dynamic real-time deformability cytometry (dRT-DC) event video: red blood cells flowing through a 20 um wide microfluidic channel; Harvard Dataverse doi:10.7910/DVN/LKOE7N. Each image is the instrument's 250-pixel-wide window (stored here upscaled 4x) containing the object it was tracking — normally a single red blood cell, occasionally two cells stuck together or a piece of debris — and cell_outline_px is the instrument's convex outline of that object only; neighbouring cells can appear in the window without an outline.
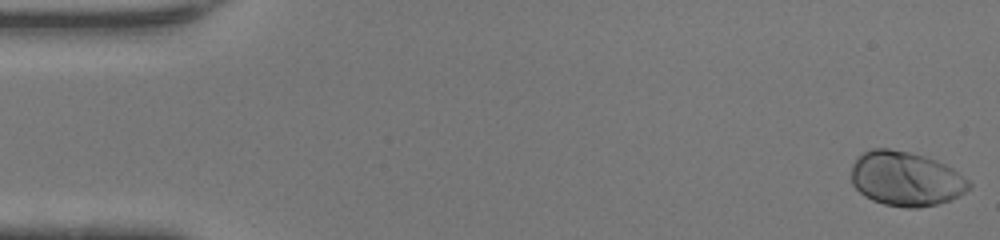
{"species": "human", "species_latin": "Homo sapiens", "temperature_condition": "warm", "stored_images_in_passage": 47, "camera_frame_rate_fps": 3000, "um_per_image_px": 0.085, "donor": {"sex": "female"}, "frame": {"image": 1, "passage_image": 1, "time_ms": 0.0, "image_size_px": [1000, 240], "cell_outline_px": [[972, 188], [948, 200], [936, 204], [920, 208], [908, 208], [884, 204], [872, 200], [864, 196], [852, 184], [852, 164], [864, 152], [872, 148], [888, 148], [908, 152], [924, 156], [936, 160], [952, 168], [968, 180], [972, 184]], "centroid_in_image_um": [76.99, 15.2], "position_along_channel_um": 8.0, "area_um2": 37.17}}
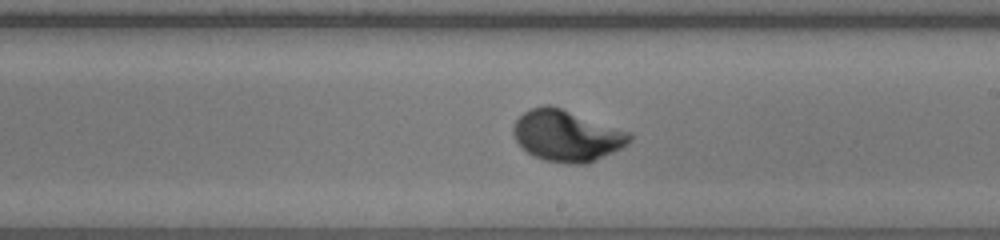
{"frame": {"image": 2, "passage_image": 27, "time_ms": 8.667, "image_size_px": [1000, 240], "cell_outline_px": [[632, 140], [628, 144], [588, 164], [568, 164], [544, 160], [532, 156], [516, 140], [512, 132], [512, 124], [524, 112], [532, 108], [544, 104], [548, 104], [632, 132]], "centroid_in_image_um": [48.18, 11.54], "position_along_channel_um": 240.8, "area_um2": 34.74}}
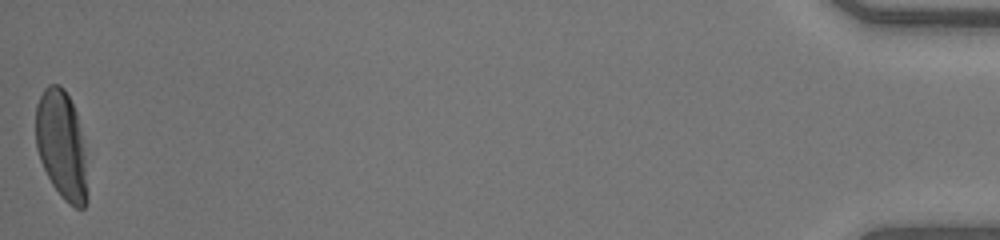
{"frame": {"image": 3, "passage_image": 47, "time_ms": 15.333, "image_size_px": [1000, 240], "cell_outline_px": [[88, 200], [84, 208], [76, 208], [68, 204], [60, 196], [52, 184], [40, 160], [36, 148], [36, 104], [44, 88], [48, 84], [60, 84], [64, 88], [76, 112], [80, 128], [84, 156], [88, 192]], "centroid_in_image_um": [5.22, 12.35], "position_along_channel_um": 430.0, "area_um2": 32.66}, "authors_computed_cell_mechanics": {"area_um2": 33.6396, "velocity_mm_per_s": 4.3892, "shape_relaxation_time_tau1_ms": 2.0934, "shape_relaxation_time_tau2_ms": null, "deformation_change_tau1": 0.1566, "deformation_change_tau2": null}}